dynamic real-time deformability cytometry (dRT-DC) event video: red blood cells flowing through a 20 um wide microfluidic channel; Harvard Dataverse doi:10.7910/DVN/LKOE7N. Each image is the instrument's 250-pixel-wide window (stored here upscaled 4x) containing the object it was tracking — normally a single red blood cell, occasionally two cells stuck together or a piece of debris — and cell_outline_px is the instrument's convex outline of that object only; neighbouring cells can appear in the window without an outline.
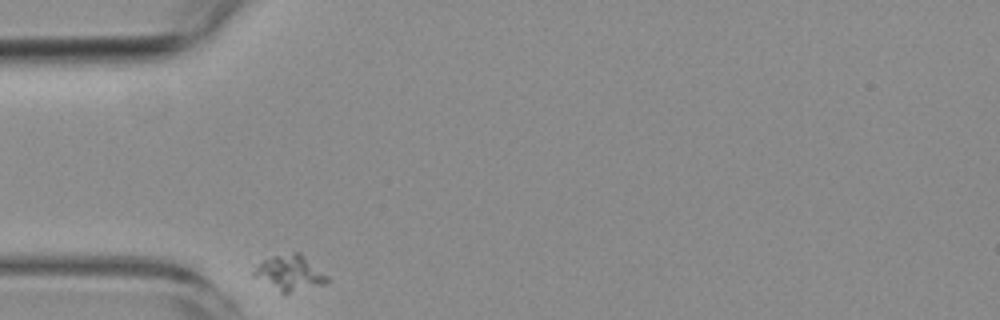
{"species": "common noctule bat (a hibernating species)", "species_latin": "Nyctalus noctula", "temperature_condition": "room temperature", "stored_images_in_passage": 6, "camera_frame_rate_fps": 3000, "um_per_image_px": 0.085, "animal": {"sex": "female", "body_mass_g": 19.3, "forearm_length_mm": 54.1}, "frame": {"image": 1, "passage_image": 1, "time_ms": 0.0, "image_size_px": [1000, 320], "cell_outline_px": [[328, 280], [324, 284], [284, 296], [252, 276], [252, 272], [264, 260], [272, 256], [292, 252], [300, 252], [328, 276]], "centroid_in_image_um": [24.62, 23.24], "position_along_channel_um": 60.4, "area_um2": 15.43}}
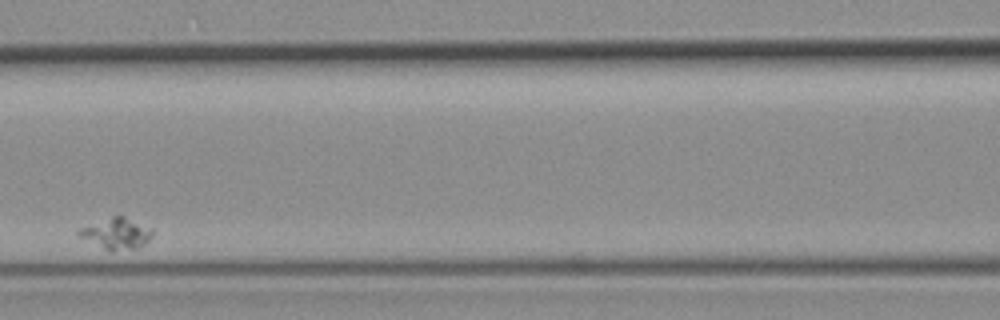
{"frame": {"image": 2, "passage_image": 4, "time_ms": 3.667, "image_size_px": [1000, 320], "cell_outline_px": [[152, 236], [144, 244], [136, 248], [112, 252], [108, 252], [80, 236], [76, 232], [80, 228], [116, 212], [152, 228]], "centroid_in_image_um": [9.88, 19.82], "position_along_channel_um": 156.7, "area_um2": 13.76}}
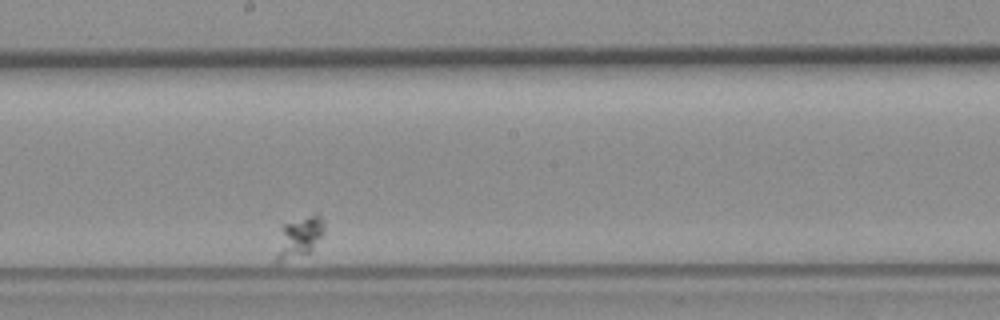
{"frame": {"image": 3, "passage_image": 6, "time_ms": 6.0, "image_size_px": [1000, 320], "cell_outline_px": [[324, 232], [312, 248], [308, 252], [276, 264], [272, 260], [284, 224], [316, 212], [320, 212], [324, 220]], "centroid_in_image_um": [25.41, 20.15], "position_along_channel_um": 222.8, "area_um2": 11.5}}